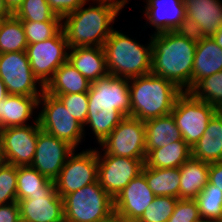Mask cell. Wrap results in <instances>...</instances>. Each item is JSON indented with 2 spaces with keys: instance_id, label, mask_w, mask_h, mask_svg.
Segmentation results:
<instances>
[{
  "instance_id": "6da1fadb",
  "label": "cell",
  "mask_w": 222,
  "mask_h": 222,
  "mask_svg": "<svg viewBox=\"0 0 222 222\" xmlns=\"http://www.w3.org/2000/svg\"><path fill=\"white\" fill-rule=\"evenodd\" d=\"M127 116L131 117L129 79L108 74L91 83L84 126L91 127L99 144Z\"/></svg>"
},
{
  "instance_id": "7a4b0ae2",
  "label": "cell",
  "mask_w": 222,
  "mask_h": 222,
  "mask_svg": "<svg viewBox=\"0 0 222 222\" xmlns=\"http://www.w3.org/2000/svg\"><path fill=\"white\" fill-rule=\"evenodd\" d=\"M150 36L151 73L172 81L183 91H189L197 37L187 30L161 32Z\"/></svg>"
},
{
  "instance_id": "3957f363",
  "label": "cell",
  "mask_w": 222,
  "mask_h": 222,
  "mask_svg": "<svg viewBox=\"0 0 222 222\" xmlns=\"http://www.w3.org/2000/svg\"><path fill=\"white\" fill-rule=\"evenodd\" d=\"M96 6L84 8V3L76 11L62 18V29L69 49L76 47H103L112 31L111 26L121 8L106 0H92ZM66 19V20H65Z\"/></svg>"
},
{
  "instance_id": "277c9868",
  "label": "cell",
  "mask_w": 222,
  "mask_h": 222,
  "mask_svg": "<svg viewBox=\"0 0 222 222\" xmlns=\"http://www.w3.org/2000/svg\"><path fill=\"white\" fill-rule=\"evenodd\" d=\"M131 117L147 121L171 114L183 92L175 83L152 73L129 79Z\"/></svg>"
},
{
  "instance_id": "5b68a950",
  "label": "cell",
  "mask_w": 222,
  "mask_h": 222,
  "mask_svg": "<svg viewBox=\"0 0 222 222\" xmlns=\"http://www.w3.org/2000/svg\"><path fill=\"white\" fill-rule=\"evenodd\" d=\"M110 75L132 79L151 73L152 41L147 46L114 29L103 45Z\"/></svg>"
},
{
  "instance_id": "8992f818",
  "label": "cell",
  "mask_w": 222,
  "mask_h": 222,
  "mask_svg": "<svg viewBox=\"0 0 222 222\" xmlns=\"http://www.w3.org/2000/svg\"><path fill=\"white\" fill-rule=\"evenodd\" d=\"M65 222H98L114 212V199L98 180L63 198Z\"/></svg>"
},
{
  "instance_id": "52a82bcc",
  "label": "cell",
  "mask_w": 222,
  "mask_h": 222,
  "mask_svg": "<svg viewBox=\"0 0 222 222\" xmlns=\"http://www.w3.org/2000/svg\"><path fill=\"white\" fill-rule=\"evenodd\" d=\"M217 111L213 105L195 98L189 91H183L176 99L171 115L183 140L192 148Z\"/></svg>"
},
{
  "instance_id": "ba28073f",
  "label": "cell",
  "mask_w": 222,
  "mask_h": 222,
  "mask_svg": "<svg viewBox=\"0 0 222 222\" xmlns=\"http://www.w3.org/2000/svg\"><path fill=\"white\" fill-rule=\"evenodd\" d=\"M38 105H43L38 115L41 130L77 148L84 137L85 129L70 114L61 100L44 91L38 99Z\"/></svg>"
},
{
  "instance_id": "9c48e42d",
  "label": "cell",
  "mask_w": 222,
  "mask_h": 222,
  "mask_svg": "<svg viewBox=\"0 0 222 222\" xmlns=\"http://www.w3.org/2000/svg\"><path fill=\"white\" fill-rule=\"evenodd\" d=\"M0 78L9 95L40 97L44 92V85L34 75L26 51L0 54Z\"/></svg>"
},
{
  "instance_id": "30bf717a",
  "label": "cell",
  "mask_w": 222,
  "mask_h": 222,
  "mask_svg": "<svg viewBox=\"0 0 222 222\" xmlns=\"http://www.w3.org/2000/svg\"><path fill=\"white\" fill-rule=\"evenodd\" d=\"M74 151L54 180L55 190L63 199L66 195L98 180L97 150L87 149L75 154Z\"/></svg>"
},
{
  "instance_id": "8fae6325",
  "label": "cell",
  "mask_w": 222,
  "mask_h": 222,
  "mask_svg": "<svg viewBox=\"0 0 222 222\" xmlns=\"http://www.w3.org/2000/svg\"><path fill=\"white\" fill-rule=\"evenodd\" d=\"M100 146L108 155L146 159L144 121L127 116L103 140Z\"/></svg>"
},
{
  "instance_id": "7c38bea8",
  "label": "cell",
  "mask_w": 222,
  "mask_h": 222,
  "mask_svg": "<svg viewBox=\"0 0 222 222\" xmlns=\"http://www.w3.org/2000/svg\"><path fill=\"white\" fill-rule=\"evenodd\" d=\"M38 117L34 125L8 127L0 130L1 161L15 166H30L33 162L38 133Z\"/></svg>"
},
{
  "instance_id": "4fadbf2b",
  "label": "cell",
  "mask_w": 222,
  "mask_h": 222,
  "mask_svg": "<svg viewBox=\"0 0 222 222\" xmlns=\"http://www.w3.org/2000/svg\"><path fill=\"white\" fill-rule=\"evenodd\" d=\"M68 43L61 29L54 37L28 44L26 53L34 75L45 86L54 72L68 59Z\"/></svg>"
},
{
  "instance_id": "5bb4252c",
  "label": "cell",
  "mask_w": 222,
  "mask_h": 222,
  "mask_svg": "<svg viewBox=\"0 0 222 222\" xmlns=\"http://www.w3.org/2000/svg\"><path fill=\"white\" fill-rule=\"evenodd\" d=\"M98 156V182L100 186L113 198L142 173L145 160L130 157L108 155L105 152Z\"/></svg>"
},
{
  "instance_id": "9a60e30c",
  "label": "cell",
  "mask_w": 222,
  "mask_h": 222,
  "mask_svg": "<svg viewBox=\"0 0 222 222\" xmlns=\"http://www.w3.org/2000/svg\"><path fill=\"white\" fill-rule=\"evenodd\" d=\"M75 148L45 131L38 133L35 155L31 167L54 181Z\"/></svg>"
},
{
  "instance_id": "2e32d148",
  "label": "cell",
  "mask_w": 222,
  "mask_h": 222,
  "mask_svg": "<svg viewBox=\"0 0 222 222\" xmlns=\"http://www.w3.org/2000/svg\"><path fill=\"white\" fill-rule=\"evenodd\" d=\"M186 30L196 37H212L222 27V1L183 0Z\"/></svg>"
},
{
  "instance_id": "e0dca14e",
  "label": "cell",
  "mask_w": 222,
  "mask_h": 222,
  "mask_svg": "<svg viewBox=\"0 0 222 222\" xmlns=\"http://www.w3.org/2000/svg\"><path fill=\"white\" fill-rule=\"evenodd\" d=\"M156 196L149 188L145 175L139 174L114 199V211L127 222H137Z\"/></svg>"
},
{
  "instance_id": "ac0fdd59",
  "label": "cell",
  "mask_w": 222,
  "mask_h": 222,
  "mask_svg": "<svg viewBox=\"0 0 222 222\" xmlns=\"http://www.w3.org/2000/svg\"><path fill=\"white\" fill-rule=\"evenodd\" d=\"M145 18L155 28L154 34L186 30V14L183 0H147Z\"/></svg>"
},
{
  "instance_id": "d6986e66",
  "label": "cell",
  "mask_w": 222,
  "mask_h": 222,
  "mask_svg": "<svg viewBox=\"0 0 222 222\" xmlns=\"http://www.w3.org/2000/svg\"><path fill=\"white\" fill-rule=\"evenodd\" d=\"M23 222H65L64 202L54 190L51 194L31 195L18 201Z\"/></svg>"
},
{
  "instance_id": "ffe728a7",
  "label": "cell",
  "mask_w": 222,
  "mask_h": 222,
  "mask_svg": "<svg viewBox=\"0 0 222 222\" xmlns=\"http://www.w3.org/2000/svg\"><path fill=\"white\" fill-rule=\"evenodd\" d=\"M222 71V48L212 37H197L191 88L200 80Z\"/></svg>"
},
{
  "instance_id": "44dd1931",
  "label": "cell",
  "mask_w": 222,
  "mask_h": 222,
  "mask_svg": "<svg viewBox=\"0 0 222 222\" xmlns=\"http://www.w3.org/2000/svg\"><path fill=\"white\" fill-rule=\"evenodd\" d=\"M69 51L67 61L90 82L109 74L103 47H76Z\"/></svg>"
},
{
  "instance_id": "7402d4cb",
  "label": "cell",
  "mask_w": 222,
  "mask_h": 222,
  "mask_svg": "<svg viewBox=\"0 0 222 222\" xmlns=\"http://www.w3.org/2000/svg\"><path fill=\"white\" fill-rule=\"evenodd\" d=\"M40 97L8 95L0 101V130L8 127H18L29 125L25 123L33 114V110L38 108Z\"/></svg>"
},
{
  "instance_id": "603a6c76",
  "label": "cell",
  "mask_w": 222,
  "mask_h": 222,
  "mask_svg": "<svg viewBox=\"0 0 222 222\" xmlns=\"http://www.w3.org/2000/svg\"><path fill=\"white\" fill-rule=\"evenodd\" d=\"M192 157L204 162L222 161V111L218 110L194 147Z\"/></svg>"
},
{
  "instance_id": "cb8c5ba5",
  "label": "cell",
  "mask_w": 222,
  "mask_h": 222,
  "mask_svg": "<svg viewBox=\"0 0 222 222\" xmlns=\"http://www.w3.org/2000/svg\"><path fill=\"white\" fill-rule=\"evenodd\" d=\"M91 83L67 61L54 72L44 91L50 95L78 94L88 92Z\"/></svg>"
},
{
  "instance_id": "d4e9b609",
  "label": "cell",
  "mask_w": 222,
  "mask_h": 222,
  "mask_svg": "<svg viewBox=\"0 0 222 222\" xmlns=\"http://www.w3.org/2000/svg\"><path fill=\"white\" fill-rule=\"evenodd\" d=\"M210 163L190 157L179 167V199H195L208 184Z\"/></svg>"
},
{
  "instance_id": "484cf974",
  "label": "cell",
  "mask_w": 222,
  "mask_h": 222,
  "mask_svg": "<svg viewBox=\"0 0 222 222\" xmlns=\"http://www.w3.org/2000/svg\"><path fill=\"white\" fill-rule=\"evenodd\" d=\"M144 124L146 134V154L150 150L158 149L183 139L171 114L149 119L145 121Z\"/></svg>"
},
{
  "instance_id": "4316f807",
  "label": "cell",
  "mask_w": 222,
  "mask_h": 222,
  "mask_svg": "<svg viewBox=\"0 0 222 222\" xmlns=\"http://www.w3.org/2000/svg\"><path fill=\"white\" fill-rule=\"evenodd\" d=\"M192 156V148L182 139L146 154L145 166L152 168H179Z\"/></svg>"
},
{
  "instance_id": "83f0119b",
  "label": "cell",
  "mask_w": 222,
  "mask_h": 222,
  "mask_svg": "<svg viewBox=\"0 0 222 222\" xmlns=\"http://www.w3.org/2000/svg\"><path fill=\"white\" fill-rule=\"evenodd\" d=\"M142 173L155 196H172L179 199V168H152L144 165Z\"/></svg>"
},
{
  "instance_id": "f1b7e54d",
  "label": "cell",
  "mask_w": 222,
  "mask_h": 222,
  "mask_svg": "<svg viewBox=\"0 0 222 222\" xmlns=\"http://www.w3.org/2000/svg\"><path fill=\"white\" fill-rule=\"evenodd\" d=\"M55 190L54 181L49 180L31 166L17 167V202L31 195L51 194Z\"/></svg>"
},
{
  "instance_id": "f546056e",
  "label": "cell",
  "mask_w": 222,
  "mask_h": 222,
  "mask_svg": "<svg viewBox=\"0 0 222 222\" xmlns=\"http://www.w3.org/2000/svg\"><path fill=\"white\" fill-rule=\"evenodd\" d=\"M28 46L22 21L12 15L0 30V54L26 51Z\"/></svg>"
},
{
  "instance_id": "4dcf8cb0",
  "label": "cell",
  "mask_w": 222,
  "mask_h": 222,
  "mask_svg": "<svg viewBox=\"0 0 222 222\" xmlns=\"http://www.w3.org/2000/svg\"><path fill=\"white\" fill-rule=\"evenodd\" d=\"M201 219L205 222H222V191L208 184L195 198Z\"/></svg>"
},
{
  "instance_id": "1f68e13d",
  "label": "cell",
  "mask_w": 222,
  "mask_h": 222,
  "mask_svg": "<svg viewBox=\"0 0 222 222\" xmlns=\"http://www.w3.org/2000/svg\"><path fill=\"white\" fill-rule=\"evenodd\" d=\"M189 92L222 111V71L198 81Z\"/></svg>"
},
{
  "instance_id": "d6a6232c",
  "label": "cell",
  "mask_w": 222,
  "mask_h": 222,
  "mask_svg": "<svg viewBox=\"0 0 222 222\" xmlns=\"http://www.w3.org/2000/svg\"><path fill=\"white\" fill-rule=\"evenodd\" d=\"M13 15L21 21L62 22L51 10L47 0H24Z\"/></svg>"
},
{
  "instance_id": "836d02e7",
  "label": "cell",
  "mask_w": 222,
  "mask_h": 222,
  "mask_svg": "<svg viewBox=\"0 0 222 222\" xmlns=\"http://www.w3.org/2000/svg\"><path fill=\"white\" fill-rule=\"evenodd\" d=\"M177 201L178 198L172 196H156L137 222H167L174 212Z\"/></svg>"
},
{
  "instance_id": "e575fe53",
  "label": "cell",
  "mask_w": 222,
  "mask_h": 222,
  "mask_svg": "<svg viewBox=\"0 0 222 222\" xmlns=\"http://www.w3.org/2000/svg\"><path fill=\"white\" fill-rule=\"evenodd\" d=\"M17 202V166L0 161V205Z\"/></svg>"
},
{
  "instance_id": "d590c367",
  "label": "cell",
  "mask_w": 222,
  "mask_h": 222,
  "mask_svg": "<svg viewBox=\"0 0 222 222\" xmlns=\"http://www.w3.org/2000/svg\"><path fill=\"white\" fill-rule=\"evenodd\" d=\"M28 44L39 43L54 37L61 29L62 22L22 21Z\"/></svg>"
},
{
  "instance_id": "8d00e7d4",
  "label": "cell",
  "mask_w": 222,
  "mask_h": 222,
  "mask_svg": "<svg viewBox=\"0 0 222 222\" xmlns=\"http://www.w3.org/2000/svg\"><path fill=\"white\" fill-rule=\"evenodd\" d=\"M58 97L70 114L83 126L88 115V92L53 95Z\"/></svg>"
},
{
  "instance_id": "74e56055",
  "label": "cell",
  "mask_w": 222,
  "mask_h": 222,
  "mask_svg": "<svg viewBox=\"0 0 222 222\" xmlns=\"http://www.w3.org/2000/svg\"><path fill=\"white\" fill-rule=\"evenodd\" d=\"M201 220L195 199H178L174 212L167 222H198Z\"/></svg>"
},
{
  "instance_id": "f35d334b",
  "label": "cell",
  "mask_w": 222,
  "mask_h": 222,
  "mask_svg": "<svg viewBox=\"0 0 222 222\" xmlns=\"http://www.w3.org/2000/svg\"><path fill=\"white\" fill-rule=\"evenodd\" d=\"M90 0H47L51 10L61 18L76 11L81 5Z\"/></svg>"
},
{
  "instance_id": "ab89813d",
  "label": "cell",
  "mask_w": 222,
  "mask_h": 222,
  "mask_svg": "<svg viewBox=\"0 0 222 222\" xmlns=\"http://www.w3.org/2000/svg\"><path fill=\"white\" fill-rule=\"evenodd\" d=\"M20 209L18 202L0 205V222H19Z\"/></svg>"
},
{
  "instance_id": "60d3db41",
  "label": "cell",
  "mask_w": 222,
  "mask_h": 222,
  "mask_svg": "<svg viewBox=\"0 0 222 222\" xmlns=\"http://www.w3.org/2000/svg\"><path fill=\"white\" fill-rule=\"evenodd\" d=\"M208 182L222 191V161L210 163Z\"/></svg>"
},
{
  "instance_id": "b9f144b4",
  "label": "cell",
  "mask_w": 222,
  "mask_h": 222,
  "mask_svg": "<svg viewBox=\"0 0 222 222\" xmlns=\"http://www.w3.org/2000/svg\"><path fill=\"white\" fill-rule=\"evenodd\" d=\"M13 15L7 7L5 0H0V19H8Z\"/></svg>"
},
{
  "instance_id": "7bdbcfd3",
  "label": "cell",
  "mask_w": 222,
  "mask_h": 222,
  "mask_svg": "<svg viewBox=\"0 0 222 222\" xmlns=\"http://www.w3.org/2000/svg\"><path fill=\"white\" fill-rule=\"evenodd\" d=\"M98 222H127V221L123 217H121L117 212L114 211L108 217Z\"/></svg>"
},
{
  "instance_id": "ee69618b",
  "label": "cell",
  "mask_w": 222,
  "mask_h": 222,
  "mask_svg": "<svg viewBox=\"0 0 222 222\" xmlns=\"http://www.w3.org/2000/svg\"><path fill=\"white\" fill-rule=\"evenodd\" d=\"M7 7L14 13L24 0H5Z\"/></svg>"
},
{
  "instance_id": "f6af8a7d",
  "label": "cell",
  "mask_w": 222,
  "mask_h": 222,
  "mask_svg": "<svg viewBox=\"0 0 222 222\" xmlns=\"http://www.w3.org/2000/svg\"><path fill=\"white\" fill-rule=\"evenodd\" d=\"M216 44L222 48V27L212 36Z\"/></svg>"
},
{
  "instance_id": "bcb514c9",
  "label": "cell",
  "mask_w": 222,
  "mask_h": 222,
  "mask_svg": "<svg viewBox=\"0 0 222 222\" xmlns=\"http://www.w3.org/2000/svg\"><path fill=\"white\" fill-rule=\"evenodd\" d=\"M8 92L3 80L0 78V101L4 100L8 96Z\"/></svg>"
},
{
  "instance_id": "7dc6e473",
  "label": "cell",
  "mask_w": 222,
  "mask_h": 222,
  "mask_svg": "<svg viewBox=\"0 0 222 222\" xmlns=\"http://www.w3.org/2000/svg\"><path fill=\"white\" fill-rule=\"evenodd\" d=\"M108 2H112L116 5H118L121 9L125 6V4L128 2V0H106Z\"/></svg>"
},
{
  "instance_id": "c3c4849f",
  "label": "cell",
  "mask_w": 222,
  "mask_h": 222,
  "mask_svg": "<svg viewBox=\"0 0 222 222\" xmlns=\"http://www.w3.org/2000/svg\"><path fill=\"white\" fill-rule=\"evenodd\" d=\"M5 19H0V30Z\"/></svg>"
}]
</instances>
